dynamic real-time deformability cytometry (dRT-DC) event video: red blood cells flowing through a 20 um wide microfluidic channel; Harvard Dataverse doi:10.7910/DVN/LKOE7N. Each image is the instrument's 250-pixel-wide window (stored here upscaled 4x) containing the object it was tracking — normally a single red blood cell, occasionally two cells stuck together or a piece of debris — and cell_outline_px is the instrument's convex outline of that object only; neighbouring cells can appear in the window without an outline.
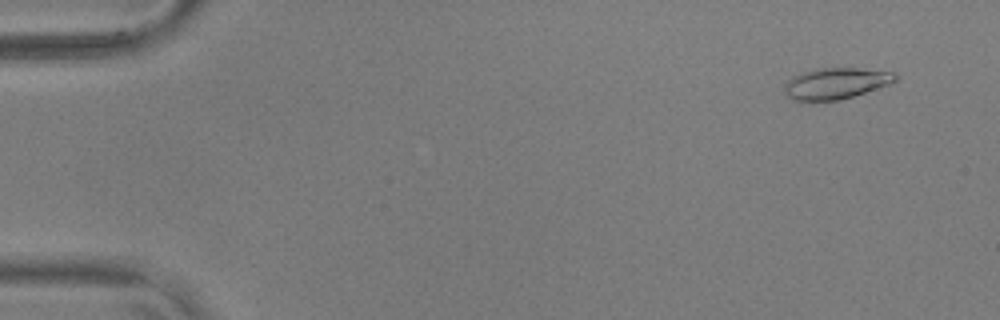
{"species": "common noctule bat (a hibernating species)", "species_latin": "Nyctalus noctula", "temperature_condition": "warm", "stored_images_in_passage": 18, "camera_frame_rate_fps": 3000, "um_per_image_px": 0.085, "animal": {"sex": "male", "body_mass_g": 17.9, "forearm_length_mm": 54.2}, "frame": {"image": 1, "passage_image": 4, "time_ms": 1.0, "image_size_px": [1000, 320], "cell_outline_px": [[900, 76], [896, 80], [888, 84], [840, 100], [796, 100], [788, 96], [784, 92], [784, 84], [792, 76], [800, 72], [816, 68], [856, 68], [896, 72]], "centroid_in_image_um": [71.03, 7.06], "position_along_channel_um": 14.0, "area_um2": 20.06}}